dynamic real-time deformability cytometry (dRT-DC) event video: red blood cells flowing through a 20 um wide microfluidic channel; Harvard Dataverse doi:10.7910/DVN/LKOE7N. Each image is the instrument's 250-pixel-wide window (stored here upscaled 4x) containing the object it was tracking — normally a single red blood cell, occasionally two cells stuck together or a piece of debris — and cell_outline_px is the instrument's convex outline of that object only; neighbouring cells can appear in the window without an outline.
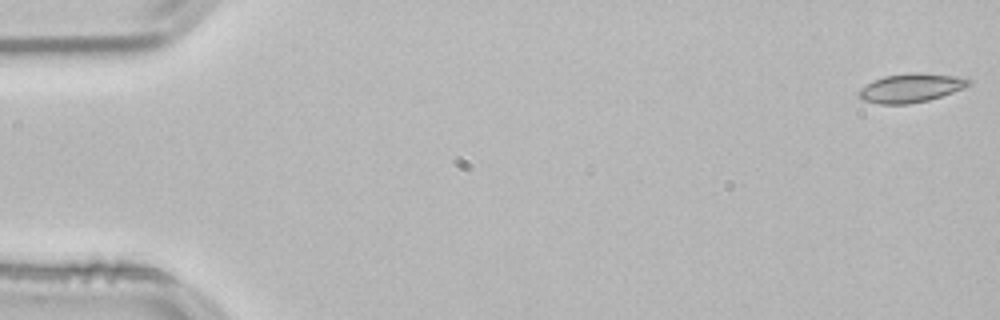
{"species": "common noctule bat (a hibernating species)", "species_latin": "Nyctalus noctula", "temperature_condition": "room temperature", "stored_images_in_passage": 12, "camera_frame_rate_fps": 3000, "um_per_image_px": 0.085, "animal": {"sex": "male", "body_mass_g": 21.5, "forearm_length_mm": 52.0}, "frame": {"image": 1, "passage_image": 1, "time_ms": 0.0, "image_size_px": [1000, 320], "cell_outline_px": [[972, 84], [964, 88], [928, 100], [908, 104], [880, 104], [864, 100], [856, 96], [856, 92], [860, 88], [872, 80], [884, 76], [916, 72], [952, 76], [972, 80]], "centroid_in_image_um": [77.37, 7.48], "position_along_channel_um": 7.6, "area_um2": 18.38}}